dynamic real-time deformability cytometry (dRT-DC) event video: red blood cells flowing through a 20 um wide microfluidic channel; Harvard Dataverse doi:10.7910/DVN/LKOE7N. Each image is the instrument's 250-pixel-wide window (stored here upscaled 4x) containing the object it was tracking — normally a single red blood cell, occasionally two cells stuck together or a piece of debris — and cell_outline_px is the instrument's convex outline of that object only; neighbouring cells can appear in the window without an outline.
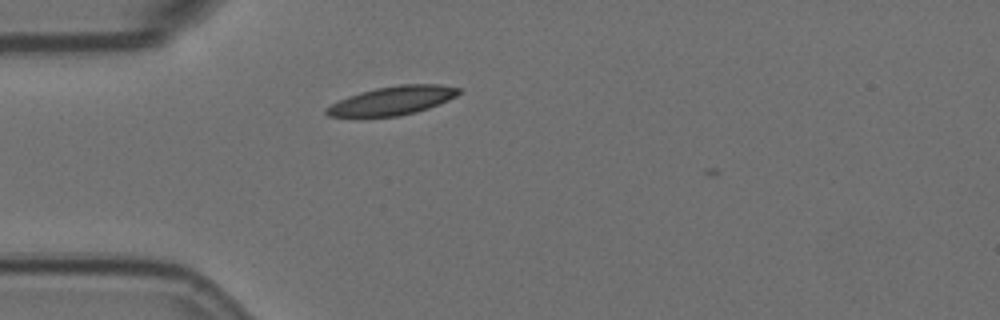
{"species": "Egyptian fruit bat (a non-hibernating species)", "species_latin": "Rousettus aegyptiacus", "temperature_condition": "room temperature", "stored_images_in_passage": 2, "camera_frame_rate_fps": 3000, "um_per_image_px": 0.085, "animal": {"sex": "female"}, "frame": {"image": 1, "passage_image": 2, "time_ms": 0.333, "image_size_px": [1000, 320], "cell_outline_px": [[460, 92], [456, 96], [448, 100], [428, 108], [416, 112], [400, 116], [328, 116], [324, 112], [324, 108], [348, 96], [360, 92], [376, 88], [400, 84], [440, 84], [460, 88]], "centroid_in_image_um": [33.37, 8.54], "position_along_channel_um": 51.6, "area_um2": 21.91}}